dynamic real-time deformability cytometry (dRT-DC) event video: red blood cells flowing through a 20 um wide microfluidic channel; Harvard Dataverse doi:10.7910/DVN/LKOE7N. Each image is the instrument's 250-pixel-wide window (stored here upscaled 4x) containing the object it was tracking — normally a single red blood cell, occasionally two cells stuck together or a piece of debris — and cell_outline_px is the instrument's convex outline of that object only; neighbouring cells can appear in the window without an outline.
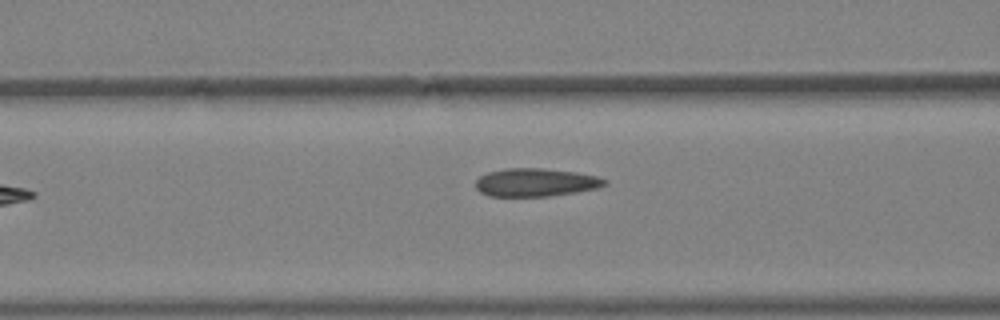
{"species": "Egyptian fruit bat (a non-hibernating species)", "species_latin": "Rousettus aegyptiacus", "temperature_condition": "warm", "stored_images_in_passage": 6, "camera_frame_rate_fps": 3000, "um_per_image_px": 0.085, "animal": {"sex": "female"}, "frame": {"image": 1, "passage_image": 6, "time_ms": 1.667, "image_size_px": [1000, 320], "cell_outline_px": [[608, 184], [596, 188], [576, 192], [548, 196], [488, 196], [480, 192], [476, 188], [476, 180], [480, 176], [488, 172], [504, 168], [540, 168], [576, 172], [596, 176], [608, 180]], "centroid_in_image_um": [45.52, 15.5], "position_along_channel_um": 121.1, "area_um2": 21.15}}